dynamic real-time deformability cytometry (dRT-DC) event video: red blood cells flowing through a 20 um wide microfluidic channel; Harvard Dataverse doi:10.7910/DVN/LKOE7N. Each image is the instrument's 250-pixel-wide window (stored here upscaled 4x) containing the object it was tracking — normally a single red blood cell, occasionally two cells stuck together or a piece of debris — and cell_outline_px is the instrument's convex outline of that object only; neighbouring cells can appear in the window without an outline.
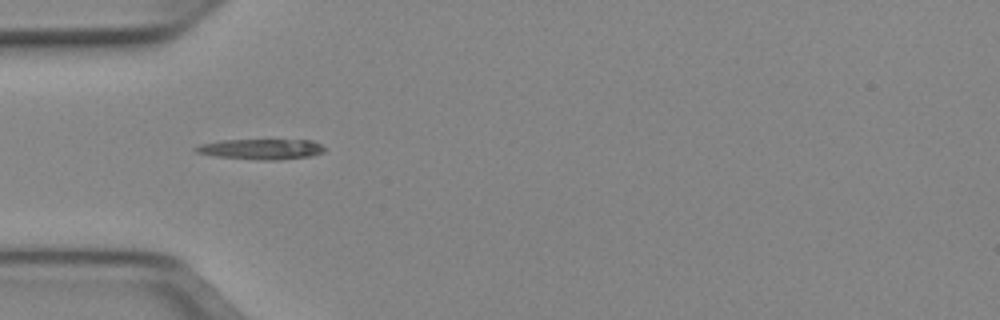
{"species": "Egyptian fruit bat (a non-hibernating species)", "species_latin": "Rousettus aegyptiacus", "temperature_condition": "cold", "stored_images_in_passage": 6, "camera_frame_rate_fps": 3000, "um_per_image_px": 0.085, "animal": {"sex": "female"}, "frame": {"image": 1, "passage_image": 4, "time_ms": 1.0, "image_size_px": [1000, 320], "cell_outline_px": [[324, 152], [312, 156], [276, 160], [256, 160], [216, 156], [196, 152], [192, 148], [200, 144], [220, 140], [312, 140], [320, 144], [324, 148]], "centroid_in_image_um": [22.19, 12.68], "position_along_channel_um": 62.8, "area_um2": 15.37}}
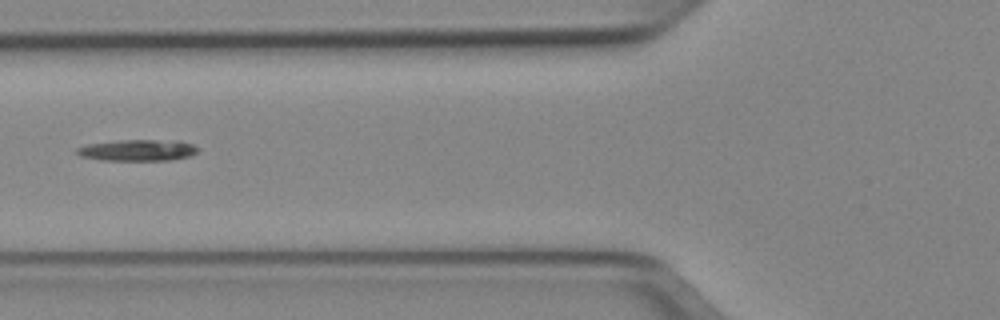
{"frame": {"image": 2, "passage_image": 5, "time_ms": 1.333, "image_size_px": [1000, 320], "cell_outline_px": [[200, 148], [192, 156], [172, 160], [100, 160], [80, 156], [76, 152], [76, 148], [88, 144], [120, 140], [176, 140], [192, 144]], "centroid_in_image_um": [11.73, 12.77], "position_along_channel_um": 114.1, "area_um2": 15.14}}
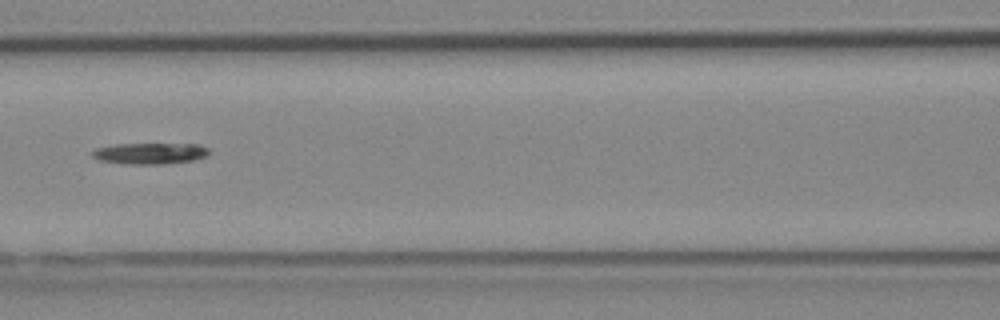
{"frame": {"image": 3, "passage_image": 6, "time_ms": 1.667, "image_size_px": [1000, 320], "cell_outline_px": [[208, 156], [192, 160], [164, 164], [124, 164], [100, 160], [92, 156], [92, 152], [96, 148], [116, 144], [200, 144], [208, 148]], "centroid_in_image_um": [12.76, 13.04], "position_along_channel_um": 153.8, "area_um2": 14.39}}